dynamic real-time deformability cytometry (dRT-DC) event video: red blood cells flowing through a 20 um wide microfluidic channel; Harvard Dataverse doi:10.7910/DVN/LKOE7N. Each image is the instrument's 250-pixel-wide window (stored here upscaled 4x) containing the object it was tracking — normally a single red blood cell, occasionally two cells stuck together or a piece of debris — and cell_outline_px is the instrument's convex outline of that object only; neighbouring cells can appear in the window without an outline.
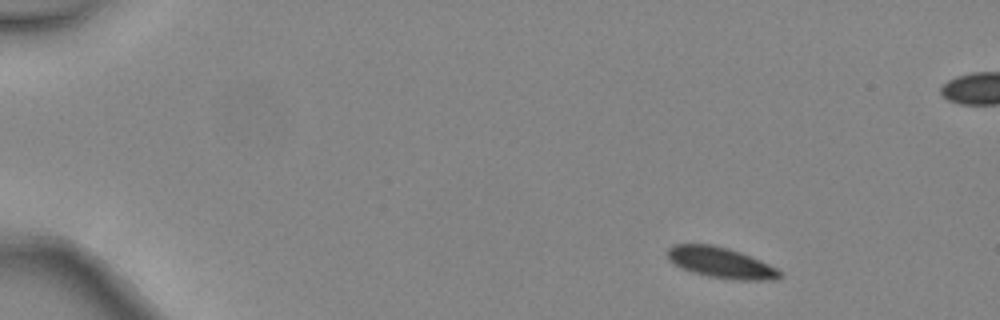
{"species": "common noctule bat (a hibernating species)", "species_latin": "Nyctalus noctula", "temperature_condition": "warm", "stored_images_in_passage": 4, "camera_frame_rate_fps": 3000, "um_per_image_px": 0.085, "animal": {"sex": "female", "body_mass_g": 24.6, "forearm_length_mm": 56.2}, "frame": {"image": 1, "passage_image": 1, "time_ms": 0.0, "image_size_px": [1000, 320], "cell_outline_px": [[780, 276], [776, 280], [740, 280], [708, 276], [692, 272], [680, 268], [668, 260], [664, 252], [672, 244], [712, 244], [728, 248], [740, 252], [760, 260], [776, 268], [780, 272]], "centroid_in_image_um": [61.19, 22.31], "position_along_channel_um": 23.8, "area_um2": 20.23}}